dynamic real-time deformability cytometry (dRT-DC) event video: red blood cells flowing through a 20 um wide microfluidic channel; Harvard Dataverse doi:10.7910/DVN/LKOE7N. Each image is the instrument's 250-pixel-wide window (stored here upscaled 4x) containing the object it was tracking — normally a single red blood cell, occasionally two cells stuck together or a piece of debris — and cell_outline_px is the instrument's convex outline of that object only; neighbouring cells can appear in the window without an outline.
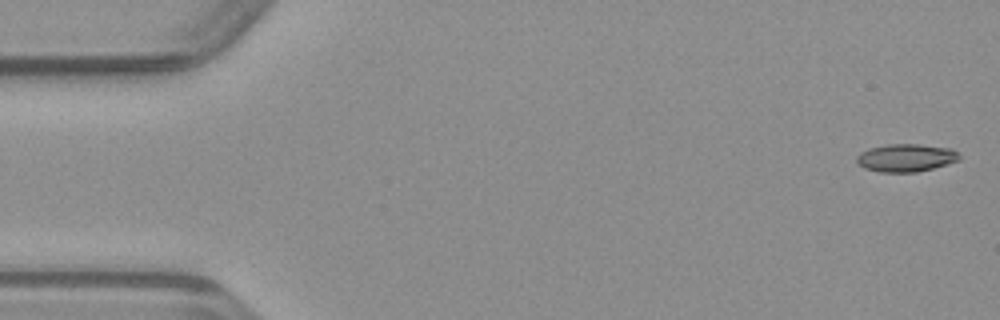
{"species": "common noctule bat (a hibernating species)", "species_latin": "Nyctalus noctula", "temperature_condition": "warm", "stored_images_in_passage": 49, "camera_frame_rate_fps": 3000, "um_per_image_px": 0.085, "animal": {"sex": "male", "body_mass_g": 23.1, "forearm_length_mm": 52.7}, "frame": {"image": 1, "passage_image": 1, "time_ms": 0.0, "image_size_px": [1000, 320], "cell_outline_px": [[960, 160], [948, 164], [916, 172], [880, 172], [864, 168], [856, 160], [856, 156], [860, 152], [868, 148], [888, 144], [920, 144], [952, 148], [960, 156]], "centroid_in_image_um": [77.01, 13.4], "position_along_channel_um": 8.0, "area_um2": 16.7}}
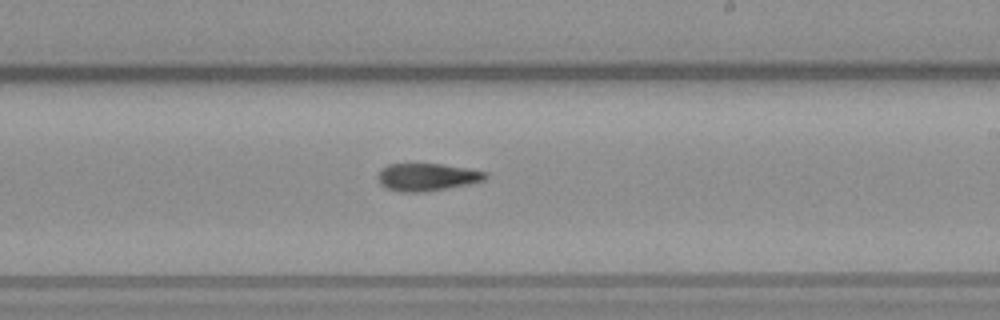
{"frame": {"image": 2, "passage_image": 28, "time_ms": 9.0, "image_size_px": [1000, 320], "cell_outline_px": [[488, 176], [484, 180], [468, 184], [444, 188], [416, 192], [400, 192], [388, 188], [380, 184], [380, 172], [388, 164], [440, 164], [468, 168], [488, 172]], "centroid_in_image_um": [36.35, 15.04], "position_along_channel_um": 252.7, "area_um2": 16.82}}
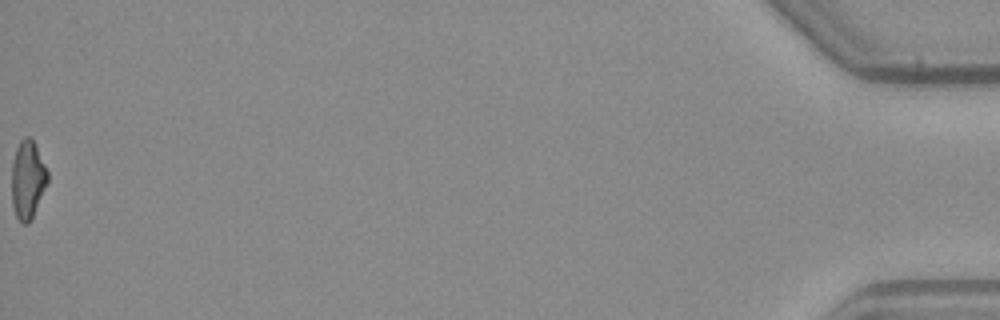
{"frame": {"image": 3, "passage_image": 49, "time_ms": 16.0, "image_size_px": [1000, 320], "cell_outline_px": [[48, 180], [32, 220], [28, 224], [24, 224], [16, 216], [12, 204], [12, 160], [16, 148], [20, 140], [24, 136], [28, 136], [32, 140], [48, 172]], "centroid_in_image_um": [2.34, 15.29], "position_along_channel_um": 432.9, "area_um2": 16.24}}